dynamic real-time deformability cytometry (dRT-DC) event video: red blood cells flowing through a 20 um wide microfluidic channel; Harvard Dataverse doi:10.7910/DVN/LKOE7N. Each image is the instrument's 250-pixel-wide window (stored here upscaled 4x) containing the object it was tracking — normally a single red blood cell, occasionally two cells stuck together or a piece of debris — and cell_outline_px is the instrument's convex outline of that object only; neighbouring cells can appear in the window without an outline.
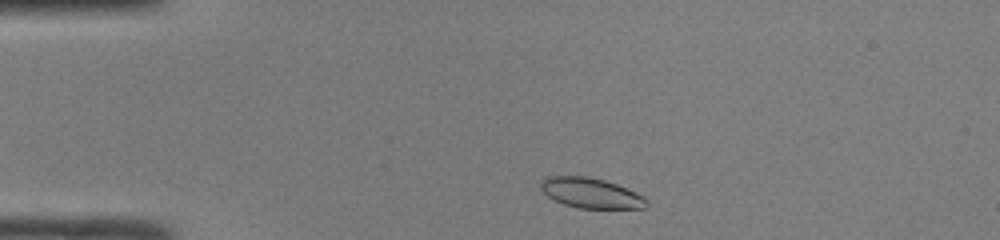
{"species": "common noctule bat (a hibernating species)", "species_latin": "Nyctalus noctula", "temperature_condition": "room temperature", "stored_images_in_passage": 40, "camera_frame_rate_fps": 3000, "um_per_image_px": 0.085, "animal": {"sex": "male", "body_mass_g": 19.0, "forearm_length_mm": 50.8}, "frame": {"image": 1, "passage_image": 2, "time_ms": 0.333, "image_size_px": [1000, 240], "cell_outline_px": [[648, 204], [644, 208], [580, 208], [564, 204], [548, 196], [540, 188], [540, 180], [544, 176], [588, 176], [604, 180], [616, 184], [636, 192], [644, 196], [648, 200]], "centroid_in_image_um": [50.22, 16.39], "position_along_channel_um": 34.8, "area_um2": 18.61}}
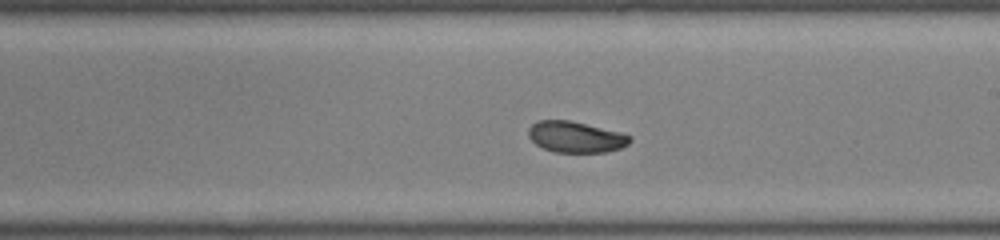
{"frame": {"image": 2, "passage_image": 20, "time_ms": 6.333, "image_size_px": [1000, 240], "cell_outline_px": [[632, 140], [628, 144], [620, 148], [608, 152], [552, 152], [536, 144], [528, 136], [528, 128], [532, 124], [540, 120], [568, 120], [620, 132], [632, 136]], "centroid_in_image_um": [48.94, 11.65], "position_along_channel_um": 240.1, "area_um2": 18.32}}
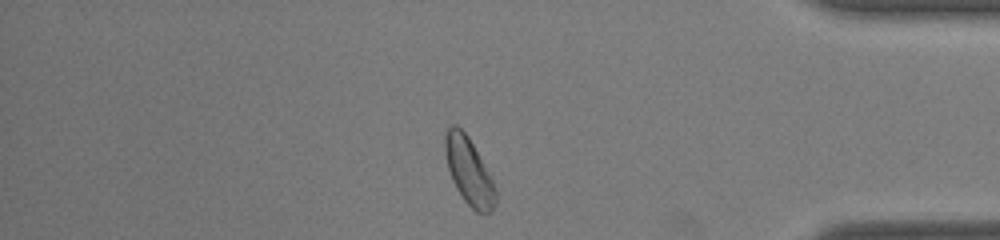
{"frame": {"image": 3, "passage_image": 33, "time_ms": 10.667, "image_size_px": [1000, 240], "cell_outline_px": [[496, 204], [492, 212], [476, 212], [464, 200], [456, 188], [452, 180], [448, 168], [444, 152], [444, 136], [448, 128], [452, 124], [456, 124], [468, 136], [488, 172], [492, 180], [496, 192]], "centroid_in_image_um": [39.84, 14.54], "position_along_channel_um": 395.4, "area_um2": 19.54}, "authors_computed_cell_mechanics": {"area_um2": 19.1896, "velocity_mm_per_s": 4.1847, "shape_relaxation_time_tau1_ms": 3.0974, "shape_relaxation_time_tau2_ms": 1.4047, "deformation_change_tau1": 0.1027, "deformation_change_tau2": 0.0407}}